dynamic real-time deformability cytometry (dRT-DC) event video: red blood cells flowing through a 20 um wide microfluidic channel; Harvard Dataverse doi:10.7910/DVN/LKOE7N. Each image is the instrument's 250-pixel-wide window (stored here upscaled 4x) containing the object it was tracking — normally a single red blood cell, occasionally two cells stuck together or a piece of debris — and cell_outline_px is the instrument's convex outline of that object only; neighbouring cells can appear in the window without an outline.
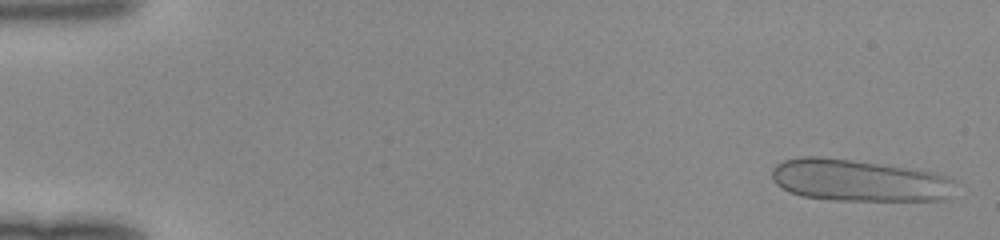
{"species": "human", "species_latin": "Homo sapiens", "temperature_condition": "room temperature", "stored_images_in_passage": 14, "camera_frame_rate_fps": 3000, "um_per_image_px": 0.085, "donor": {"sex": "female"}, "frame": {"image": 1, "passage_image": 2, "time_ms": 0.333, "image_size_px": [1000, 240], "cell_outline_px": [[956, 180], [944, 200], [832, 200], [800, 196], [788, 192], [776, 184], [772, 180], [772, 168], [776, 164], [784, 160], [800, 156], [820, 156], [852, 160], [932, 172], [948, 176]], "centroid_in_image_um": [72.91, 15.33], "position_along_channel_um": 12.1, "area_um2": 44.62}}